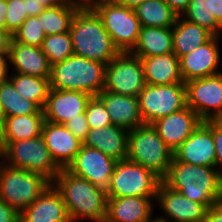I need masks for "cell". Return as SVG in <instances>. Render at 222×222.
Returning a JSON list of instances; mask_svg holds the SVG:
<instances>
[{
    "label": "cell",
    "instance_id": "1",
    "mask_svg": "<svg viewBox=\"0 0 222 222\" xmlns=\"http://www.w3.org/2000/svg\"><path fill=\"white\" fill-rule=\"evenodd\" d=\"M52 184L60 192L71 222H105L108 197L104 190L66 169L60 170Z\"/></svg>",
    "mask_w": 222,
    "mask_h": 222
},
{
    "label": "cell",
    "instance_id": "2",
    "mask_svg": "<svg viewBox=\"0 0 222 222\" xmlns=\"http://www.w3.org/2000/svg\"><path fill=\"white\" fill-rule=\"evenodd\" d=\"M162 182L207 209L222 198V176L216 167L196 166L173 158Z\"/></svg>",
    "mask_w": 222,
    "mask_h": 222
},
{
    "label": "cell",
    "instance_id": "3",
    "mask_svg": "<svg viewBox=\"0 0 222 222\" xmlns=\"http://www.w3.org/2000/svg\"><path fill=\"white\" fill-rule=\"evenodd\" d=\"M74 55L107 65L119 53L93 8H79L70 26Z\"/></svg>",
    "mask_w": 222,
    "mask_h": 222
},
{
    "label": "cell",
    "instance_id": "4",
    "mask_svg": "<svg viewBox=\"0 0 222 222\" xmlns=\"http://www.w3.org/2000/svg\"><path fill=\"white\" fill-rule=\"evenodd\" d=\"M106 65L72 55L51 68L50 89L82 91L97 96L105 87Z\"/></svg>",
    "mask_w": 222,
    "mask_h": 222
},
{
    "label": "cell",
    "instance_id": "5",
    "mask_svg": "<svg viewBox=\"0 0 222 222\" xmlns=\"http://www.w3.org/2000/svg\"><path fill=\"white\" fill-rule=\"evenodd\" d=\"M174 158L172 151L152 124L132 128L128 133L127 159L149 169L161 180Z\"/></svg>",
    "mask_w": 222,
    "mask_h": 222
},
{
    "label": "cell",
    "instance_id": "6",
    "mask_svg": "<svg viewBox=\"0 0 222 222\" xmlns=\"http://www.w3.org/2000/svg\"><path fill=\"white\" fill-rule=\"evenodd\" d=\"M51 184L43 175L0 162V200L19 213L30 206Z\"/></svg>",
    "mask_w": 222,
    "mask_h": 222
},
{
    "label": "cell",
    "instance_id": "7",
    "mask_svg": "<svg viewBox=\"0 0 222 222\" xmlns=\"http://www.w3.org/2000/svg\"><path fill=\"white\" fill-rule=\"evenodd\" d=\"M161 181L142 165L128 159L120 160L115 164L107 197H156Z\"/></svg>",
    "mask_w": 222,
    "mask_h": 222
},
{
    "label": "cell",
    "instance_id": "8",
    "mask_svg": "<svg viewBox=\"0 0 222 222\" xmlns=\"http://www.w3.org/2000/svg\"><path fill=\"white\" fill-rule=\"evenodd\" d=\"M3 162L9 166L41 174L51 183L61 170L51 158L42 136L7 143Z\"/></svg>",
    "mask_w": 222,
    "mask_h": 222
},
{
    "label": "cell",
    "instance_id": "9",
    "mask_svg": "<svg viewBox=\"0 0 222 222\" xmlns=\"http://www.w3.org/2000/svg\"><path fill=\"white\" fill-rule=\"evenodd\" d=\"M104 28L120 52H130L136 45L141 30L135 9L114 2H104L93 7Z\"/></svg>",
    "mask_w": 222,
    "mask_h": 222
},
{
    "label": "cell",
    "instance_id": "10",
    "mask_svg": "<svg viewBox=\"0 0 222 222\" xmlns=\"http://www.w3.org/2000/svg\"><path fill=\"white\" fill-rule=\"evenodd\" d=\"M139 111L144 124L180 111L187 106L186 85H149L138 95Z\"/></svg>",
    "mask_w": 222,
    "mask_h": 222
},
{
    "label": "cell",
    "instance_id": "11",
    "mask_svg": "<svg viewBox=\"0 0 222 222\" xmlns=\"http://www.w3.org/2000/svg\"><path fill=\"white\" fill-rule=\"evenodd\" d=\"M145 85L140 57L130 52H120L106 65L104 90L114 94L138 97Z\"/></svg>",
    "mask_w": 222,
    "mask_h": 222
},
{
    "label": "cell",
    "instance_id": "12",
    "mask_svg": "<svg viewBox=\"0 0 222 222\" xmlns=\"http://www.w3.org/2000/svg\"><path fill=\"white\" fill-rule=\"evenodd\" d=\"M185 85L187 106L203 121L222 119V72Z\"/></svg>",
    "mask_w": 222,
    "mask_h": 222
},
{
    "label": "cell",
    "instance_id": "13",
    "mask_svg": "<svg viewBox=\"0 0 222 222\" xmlns=\"http://www.w3.org/2000/svg\"><path fill=\"white\" fill-rule=\"evenodd\" d=\"M116 162L102 151L82 144L66 170L107 192Z\"/></svg>",
    "mask_w": 222,
    "mask_h": 222
},
{
    "label": "cell",
    "instance_id": "14",
    "mask_svg": "<svg viewBox=\"0 0 222 222\" xmlns=\"http://www.w3.org/2000/svg\"><path fill=\"white\" fill-rule=\"evenodd\" d=\"M156 205L160 206L162 215L156 217V222H204L207 208L192 201L180 192L172 190L162 181L157 187Z\"/></svg>",
    "mask_w": 222,
    "mask_h": 222
},
{
    "label": "cell",
    "instance_id": "15",
    "mask_svg": "<svg viewBox=\"0 0 222 222\" xmlns=\"http://www.w3.org/2000/svg\"><path fill=\"white\" fill-rule=\"evenodd\" d=\"M220 36H213L208 42L189 54L179 57V66L184 83L221 73ZM219 68V69H218Z\"/></svg>",
    "mask_w": 222,
    "mask_h": 222
},
{
    "label": "cell",
    "instance_id": "16",
    "mask_svg": "<svg viewBox=\"0 0 222 222\" xmlns=\"http://www.w3.org/2000/svg\"><path fill=\"white\" fill-rule=\"evenodd\" d=\"M174 158L177 161L196 166L216 167L212 120L203 121L174 151Z\"/></svg>",
    "mask_w": 222,
    "mask_h": 222
},
{
    "label": "cell",
    "instance_id": "17",
    "mask_svg": "<svg viewBox=\"0 0 222 222\" xmlns=\"http://www.w3.org/2000/svg\"><path fill=\"white\" fill-rule=\"evenodd\" d=\"M91 97L82 91L50 89L43 108L45 121L64 125L70 119L85 113Z\"/></svg>",
    "mask_w": 222,
    "mask_h": 222
},
{
    "label": "cell",
    "instance_id": "18",
    "mask_svg": "<svg viewBox=\"0 0 222 222\" xmlns=\"http://www.w3.org/2000/svg\"><path fill=\"white\" fill-rule=\"evenodd\" d=\"M203 122L189 107L157 119L152 126L165 144L175 151Z\"/></svg>",
    "mask_w": 222,
    "mask_h": 222
},
{
    "label": "cell",
    "instance_id": "19",
    "mask_svg": "<svg viewBox=\"0 0 222 222\" xmlns=\"http://www.w3.org/2000/svg\"><path fill=\"white\" fill-rule=\"evenodd\" d=\"M41 136L50 156L60 169H66L80 150L83 142L62 124L44 121Z\"/></svg>",
    "mask_w": 222,
    "mask_h": 222
},
{
    "label": "cell",
    "instance_id": "20",
    "mask_svg": "<svg viewBox=\"0 0 222 222\" xmlns=\"http://www.w3.org/2000/svg\"><path fill=\"white\" fill-rule=\"evenodd\" d=\"M155 200L156 197H108L105 222H155Z\"/></svg>",
    "mask_w": 222,
    "mask_h": 222
},
{
    "label": "cell",
    "instance_id": "21",
    "mask_svg": "<svg viewBox=\"0 0 222 222\" xmlns=\"http://www.w3.org/2000/svg\"><path fill=\"white\" fill-rule=\"evenodd\" d=\"M20 222H71L60 192L51 183L20 213Z\"/></svg>",
    "mask_w": 222,
    "mask_h": 222
},
{
    "label": "cell",
    "instance_id": "22",
    "mask_svg": "<svg viewBox=\"0 0 222 222\" xmlns=\"http://www.w3.org/2000/svg\"><path fill=\"white\" fill-rule=\"evenodd\" d=\"M9 64L14 73L43 78L51 77L52 65L41 47L38 46L15 42L12 39Z\"/></svg>",
    "mask_w": 222,
    "mask_h": 222
},
{
    "label": "cell",
    "instance_id": "23",
    "mask_svg": "<svg viewBox=\"0 0 222 222\" xmlns=\"http://www.w3.org/2000/svg\"><path fill=\"white\" fill-rule=\"evenodd\" d=\"M97 96L104 103L113 125L127 130L144 125L138 97L114 94L104 89Z\"/></svg>",
    "mask_w": 222,
    "mask_h": 222
},
{
    "label": "cell",
    "instance_id": "24",
    "mask_svg": "<svg viewBox=\"0 0 222 222\" xmlns=\"http://www.w3.org/2000/svg\"><path fill=\"white\" fill-rule=\"evenodd\" d=\"M129 130L116 125L89 129L83 145L96 148L116 161L127 159Z\"/></svg>",
    "mask_w": 222,
    "mask_h": 222
},
{
    "label": "cell",
    "instance_id": "25",
    "mask_svg": "<svg viewBox=\"0 0 222 222\" xmlns=\"http://www.w3.org/2000/svg\"><path fill=\"white\" fill-rule=\"evenodd\" d=\"M140 58L146 84L171 85L184 83L180 72L179 58L173 52Z\"/></svg>",
    "mask_w": 222,
    "mask_h": 222
},
{
    "label": "cell",
    "instance_id": "26",
    "mask_svg": "<svg viewBox=\"0 0 222 222\" xmlns=\"http://www.w3.org/2000/svg\"><path fill=\"white\" fill-rule=\"evenodd\" d=\"M214 35L206 28L177 17L172 27L173 53L179 58L208 42Z\"/></svg>",
    "mask_w": 222,
    "mask_h": 222
},
{
    "label": "cell",
    "instance_id": "27",
    "mask_svg": "<svg viewBox=\"0 0 222 222\" xmlns=\"http://www.w3.org/2000/svg\"><path fill=\"white\" fill-rule=\"evenodd\" d=\"M173 52L172 27H141L138 41L131 54L151 57Z\"/></svg>",
    "mask_w": 222,
    "mask_h": 222
},
{
    "label": "cell",
    "instance_id": "28",
    "mask_svg": "<svg viewBox=\"0 0 222 222\" xmlns=\"http://www.w3.org/2000/svg\"><path fill=\"white\" fill-rule=\"evenodd\" d=\"M45 121L42 113L5 117L3 126L6 143L41 136Z\"/></svg>",
    "mask_w": 222,
    "mask_h": 222
},
{
    "label": "cell",
    "instance_id": "29",
    "mask_svg": "<svg viewBox=\"0 0 222 222\" xmlns=\"http://www.w3.org/2000/svg\"><path fill=\"white\" fill-rule=\"evenodd\" d=\"M135 12L141 27H173L178 17L164 0H146Z\"/></svg>",
    "mask_w": 222,
    "mask_h": 222
},
{
    "label": "cell",
    "instance_id": "30",
    "mask_svg": "<svg viewBox=\"0 0 222 222\" xmlns=\"http://www.w3.org/2000/svg\"><path fill=\"white\" fill-rule=\"evenodd\" d=\"M14 88L24 98L44 108L50 91V78L36 77L20 73L8 75Z\"/></svg>",
    "mask_w": 222,
    "mask_h": 222
},
{
    "label": "cell",
    "instance_id": "31",
    "mask_svg": "<svg viewBox=\"0 0 222 222\" xmlns=\"http://www.w3.org/2000/svg\"><path fill=\"white\" fill-rule=\"evenodd\" d=\"M0 101L5 117L43 112L35 102L24 99L8 78L0 81Z\"/></svg>",
    "mask_w": 222,
    "mask_h": 222
},
{
    "label": "cell",
    "instance_id": "32",
    "mask_svg": "<svg viewBox=\"0 0 222 222\" xmlns=\"http://www.w3.org/2000/svg\"><path fill=\"white\" fill-rule=\"evenodd\" d=\"M78 6H54L43 10L36 17L46 36L67 33Z\"/></svg>",
    "mask_w": 222,
    "mask_h": 222
},
{
    "label": "cell",
    "instance_id": "33",
    "mask_svg": "<svg viewBox=\"0 0 222 222\" xmlns=\"http://www.w3.org/2000/svg\"><path fill=\"white\" fill-rule=\"evenodd\" d=\"M181 17L188 22L206 28L214 36L221 37L222 35V26L216 21L214 14L210 12L209 0H190Z\"/></svg>",
    "mask_w": 222,
    "mask_h": 222
},
{
    "label": "cell",
    "instance_id": "34",
    "mask_svg": "<svg viewBox=\"0 0 222 222\" xmlns=\"http://www.w3.org/2000/svg\"><path fill=\"white\" fill-rule=\"evenodd\" d=\"M41 49L51 65L74 55L70 32L46 36Z\"/></svg>",
    "mask_w": 222,
    "mask_h": 222
},
{
    "label": "cell",
    "instance_id": "35",
    "mask_svg": "<svg viewBox=\"0 0 222 222\" xmlns=\"http://www.w3.org/2000/svg\"><path fill=\"white\" fill-rule=\"evenodd\" d=\"M12 37L15 42L41 47L46 34L38 18L31 16L12 34Z\"/></svg>",
    "mask_w": 222,
    "mask_h": 222
},
{
    "label": "cell",
    "instance_id": "36",
    "mask_svg": "<svg viewBox=\"0 0 222 222\" xmlns=\"http://www.w3.org/2000/svg\"><path fill=\"white\" fill-rule=\"evenodd\" d=\"M85 115L90 129L112 125L104 103L98 96H92L87 104Z\"/></svg>",
    "mask_w": 222,
    "mask_h": 222
},
{
    "label": "cell",
    "instance_id": "37",
    "mask_svg": "<svg viewBox=\"0 0 222 222\" xmlns=\"http://www.w3.org/2000/svg\"><path fill=\"white\" fill-rule=\"evenodd\" d=\"M6 30L13 34L28 18L27 0H7Z\"/></svg>",
    "mask_w": 222,
    "mask_h": 222
},
{
    "label": "cell",
    "instance_id": "38",
    "mask_svg": "<svg viewBox=\"0 0 222 222\" xmlns=\"http://www.w3.org/2000/svg\"><path fill=\"white\" fill-rule=\"evenodd\" d=\"M64 126L69 129L80 141H84L88 135L89 125L85 113L67 121Z\"/></svg>",
    "mask_w": 222,
    "mask_h": 222
},
{
    "label": "cell",
    "instance_id": "39",
    "mask_svg": "<svg viewBox=\"0 0 222 222\" xmlns=\"http://www.w3.org/2000/svg\"><path fill=\"white\" fill-rule=\"evenodd\" d=\"M212 133L216 149V168L222 176V119L212 120Z\"/></svg>",
    "mask_w": 222,
    "mask_h": 222
},
{
    "label": "cell",
    "instance_id": "40",
    "mask_svg": "<svg viewBox=\"0 0 222 222\" xmlns=\"http://www.w3.org/2000/svg\"><path fill=\"white\" fill-rule=\"evenodd\" d=\"M0 222H20V213L13 206L1 200Z\"/></svg>",
    "mask_w": 222,
    "mask_h": 222
},
{
    "label": "cell",
    "instance_id": "41",
    "mask_svg": "<svg viewBox=\"0 0 222 222\" xmlns=\"http://www.w3.org/2000/svg\"><path fill=\"white\" fill-rule=\"evenodd\" d=\"M204 222H222V198L207 209Z\"/></svg>",
    "mask_w": 222,
    "mask_h": 222
},
{
    "label": "cell",
    "instance_id": "42",
    "mask_svg": "<svg viewBox=\"0 0 222 222\" xmlns=\"http://www.w3.org/2000/svg\"><path fill=\"white\" fill-rule=\"evenodd\" d=\"M164 1L178 16H181L186 11L190 2V0H164Z\"/></svg>",
    "mask_w": 222,
    "mask_h": 222
},
{
    "label": "cell",
    "instance_id": "43",
    "mask_svg": "<svg viewBox=\"0 0 222 222\" xmlns=\"http://www.w3.org/2000/svg\"><path fill=\"white\" fill-rule=\"evenodd\" d=\"M13 37L10 32L0 29V53H10V45Z\"/></svg>",
    "mask_w": 222,
    "mask_h": 222
},
{
    "label": "cell",
    "instance_id": "44",
    "mask_svg": "<svg viewBox=\"0 0 222 222\" xmlns=\"http://www.w3.org/2000/svg\"><path fill=\"white\" fill-rule=\"evenodd\" d=\"M210 12L214 14L216 21L222 26V0H209Z\"/></svg>",
    "mask_w": 222,
    "mask_h": 222
},
{
    "label": "cell",
    "instance_id": "45",
    "mask_svg": "<svg viewBox=\"0 0 222 222\" xmlns=\"http://www.w3.org/2000/svg\"><path fill=\"white\" fill-rule=\"evenodd\" d=\"M27 7L28 17L37 16L46 9V7L43 6V4H41L38 0H27Z\"/></svg>",
    "mask_w": 222,
    "mask_h": 222
},
{
    "label": "cell",
    "instance_id": "46",
    "mask_svg": "<svg viewBox=\"0 0 222 222\" xmlns=\"http://www.w3.org/2000/svg\"><path fill=\"white\" fill-rule=\"evenodd\" d=\"M9 53H0V81L8 78Z\"/></svg>",
    "mask_w": 222,
    "mask_h": 222
},
{
    "label": "cell",
    "instance_id": "47",
    "mask_svg": "<svg viewBox=\"0 0 222 222\" xmlns=\"http://www.w3.org/2000/svg\"><path fill=\"white\" fill-rule=\"evenodd\" d=\"M46 8L54 6H77L72 0H38Z\"/></svg>",
    "mask_w": 222,
    "mask_h": 222
},
{
    "label": "cell",
    "instance_id": "48",
    "mask_svg": "<svg viewBox=\"0 0 222 222\" xmlns=\"http://www.w3.org/2000/svg\"><path fill=\"white\" fill-rule=\"evenodd\" d=\"M7 143L5 139L4 126L0 124V162H2L6 156Z\"/></svg>",
    "mask_w": 222,
    "mask_h": 222
},
{
    "label": "cell",
    "instance_id": "49",
    "mask_svg": "<svg viewBox=\"0 0 222 222\" xmlns=\"http://www.w3.org/2000/svg\"><path fill=\"white\" fill-rule=\"evenodd\" d=\"M7 0H0V29L6 30Z\"/></svg>",
    "mask_w": 222,
    "mask_h": 222
},
{
    "label": "cell",
    "instance_id": "50",
    "mask_svg": "<svg viewBox=\"0 0 222 222\" xmlns=\"http://www.w3.org/2000/svg\"><path fill=\"white\" fill-rule=\"evenodd\" d=\"M146 0H114L113 2L119 5L126 6L131 9H135Z\"/></svg>",
    "mask_w": 222,
    "mask_h": 222
},
{
    "label": "cell",
    "instance_id": "51",
    "mask_svg": "<svg viewBox=\"0 0 222 222\" xmlns=\"http://www.w3.org/2000/svg\"><path fill=\"white\" fill-rule=\"evenodd\" d=\"M72 2L80 8H93L95 6V0H72Z\"/></svg>",
    "mask_w": 222,
    "mask_h": 222
},
{
    "label": "cell",
    "instance_id": "52",
    "mask_svg": "<svg viewBox=\"0 0 222 222\" xmlns=\"http://www.w3.org/2000/svg\"><path fill=\"white\" fill-rule=\"evenodd\" d=\"M4 118H5V115L3 113V108H2L1 101H0V124H3Z\"/></svg>",
    "mask_w": 222,
    "mask_h": 222
},
{
    "label": "cell",
    "instance_id": "53",
    "mask_svg": "<svg viewBox=\"0 0 222 222\" xmlns=\"http://www.w3.org/2000/svg\"><path fill=\"white\" fill-rule=\"evenodd\" d=\"M114 0H95V6L104 2H113Z\"/></svg>",
    "mask_w": 222,
    "mask_h": 222
}]
</instances>
